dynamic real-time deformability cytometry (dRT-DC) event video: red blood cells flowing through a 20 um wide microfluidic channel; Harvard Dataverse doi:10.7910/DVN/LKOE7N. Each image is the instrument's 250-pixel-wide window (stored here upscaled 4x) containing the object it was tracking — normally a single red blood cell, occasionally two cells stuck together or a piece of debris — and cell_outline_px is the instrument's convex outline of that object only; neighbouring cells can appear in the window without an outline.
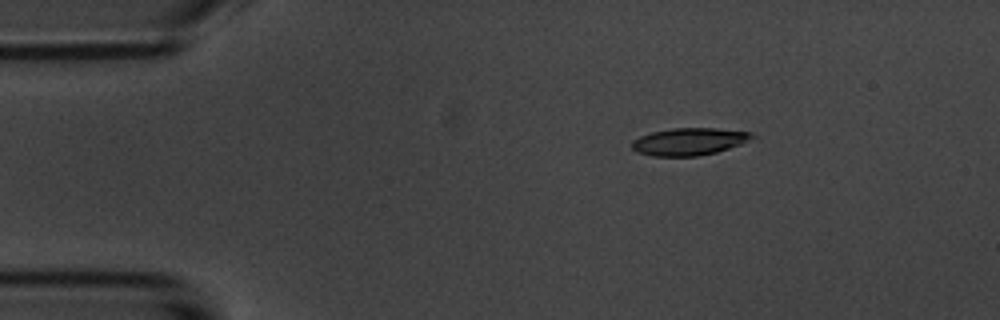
{"species": "common noctule bat (a hibernating species)", "species_latin": "Nyctalus noctula", "temperature_condition": "room temperature", "stored_images_in_passage": 4, "camera_frame_rate_fps": 3000, "um_per_image_px": 0.085, "animal": {"sex": "male", "body_mass_g": 20.1, "forearm_length_mm": 53.5}, "frame": {"image": 1, "passage_image": 2, "time_ms": 1.333, "image_size_px": [1000, 320], "cell_outline_px": [[756, 136], [740, 144], [716, 152], [700, 156], [652, 156], [636, 152], [632, 148], [632, 140], [640, 136], [652, 132], [672, 128], [716, 128], [752, 132]], "centroid_in_image_um": [58.56, 12.03], "position_along_channel_um": 26.4, "area_um2": 19.13}}